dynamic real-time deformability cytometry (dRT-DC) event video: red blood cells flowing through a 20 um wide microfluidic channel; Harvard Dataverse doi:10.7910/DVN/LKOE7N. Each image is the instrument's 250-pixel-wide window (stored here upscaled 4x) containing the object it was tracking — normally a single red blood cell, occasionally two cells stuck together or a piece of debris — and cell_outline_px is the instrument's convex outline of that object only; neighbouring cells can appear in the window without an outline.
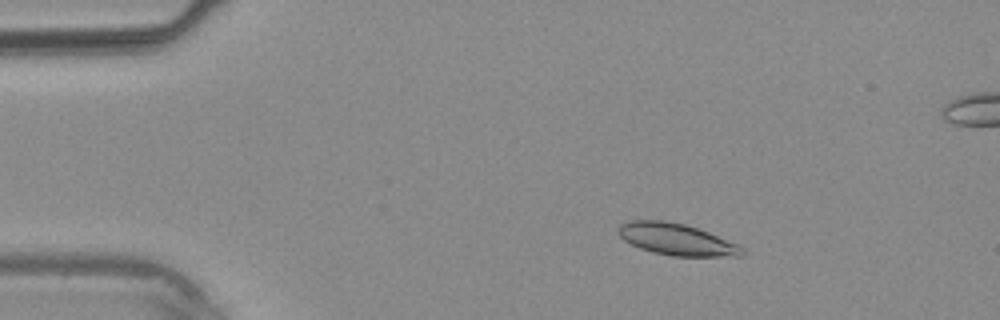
{"species": "common noctule bat (a hibernating species)", "species_latin": "Nyctalus noctula", "temperature_condition": "warm", "stored_images_in_passage": 38, "segment_of_instrument_passage": [1, 2], "camera_frame_rate_fps": 3000, "um_per_image_px": 0.085, "animal": {"sex": "male", "body_mass_g": 20.4}, "frame": {"image": 1, "passage_image": 6, "time_ms": 1.667, "image_size_px": [1000, 320], "cell_outline_px": [[744, 252], [740, 256], [672, 256], [652, 252], [640, 248], [624, 240], [616, 232], [616, 228], [620, 224], [632, 220], [664, 220], [684, 224], [708, 232], [740, 244], [744, 248]], "centroid_in_image_um": [57.49, 20.34], "position_along_channel_um": 27.5, "area_um2": 22.95}}
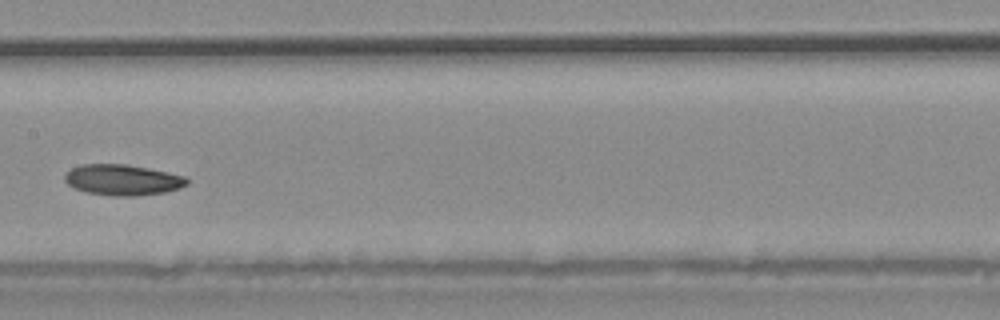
{"frame": {"image": 2, "passage_image": 19, "time_ms": 6.0, "image_size_px": [1000, 320], "cell_outline_px": [[188, 184], [180, 188], [164, 192], [136, 196], [112, 196], [88, 192], [76, 188], [68, 184], [64, 180], [64, 176], [72, 168], [84, 164], [124, 164], [148, 168], [184, 176], [188, 180]], "centroid_in_image_um": [10.43, 15.29], "position_along_channel_um": 197.0, "area_um2": 21.68}}
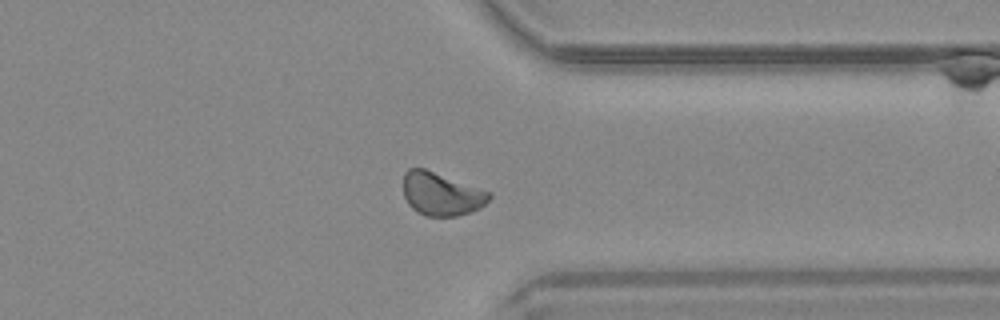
{"frame": {"image": 3, "passage_image": 29, "time_ms": 9.333, "image_size_px": [1000, 320], "cell_outline_px": [[492, 196], [480, 208], [472, 212], [456, 216], [424, 216], [412, 208], [408, 204], [404, 196], [404, 172], [408, 168], [424, 168], [492, 192]], "centroid_in_image_um": [37.52, 16.49], "position_along_channel_um": 373.9, "area_um2": 21.68}}